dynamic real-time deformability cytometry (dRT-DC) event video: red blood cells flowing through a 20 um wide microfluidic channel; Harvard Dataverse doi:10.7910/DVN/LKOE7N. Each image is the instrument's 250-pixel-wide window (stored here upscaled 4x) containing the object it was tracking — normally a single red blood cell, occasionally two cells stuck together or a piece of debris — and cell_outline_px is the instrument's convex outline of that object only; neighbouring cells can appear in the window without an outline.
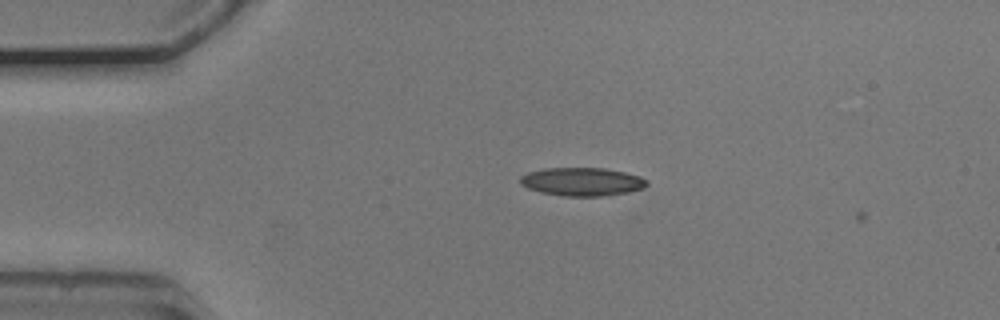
{"species": "common noctule bat (a hibernating species)", "species_latin": "Nyctalus noctula", "temperature_condition": "cold", "stored_images_in_passage": 2, "camera_frame_rate_fps": 3000, "um_per_image_px": 0.085, "animal": {"sex": "male", "body_mass_g": 20.5, "forearm_length_mm": 52.5}, "frame": {"image": 1, "passage_image": 1, "time_ms": 0.0, "image_size_px": [1000, 320], "cell_outline_px": [[648, 184], [644, 188], [628, 192], [604, 196], [564, 196], [540, 192], [528, 188], [520, 184], [520, 176], [528, 172], [544, 168], [604, 168], [624, 172], [640, 176], [648, 180]], "centroid_in_image_um": [49.48, 15.44], "position_along_channel_um": 35.5, "area_um2": 20.98}}